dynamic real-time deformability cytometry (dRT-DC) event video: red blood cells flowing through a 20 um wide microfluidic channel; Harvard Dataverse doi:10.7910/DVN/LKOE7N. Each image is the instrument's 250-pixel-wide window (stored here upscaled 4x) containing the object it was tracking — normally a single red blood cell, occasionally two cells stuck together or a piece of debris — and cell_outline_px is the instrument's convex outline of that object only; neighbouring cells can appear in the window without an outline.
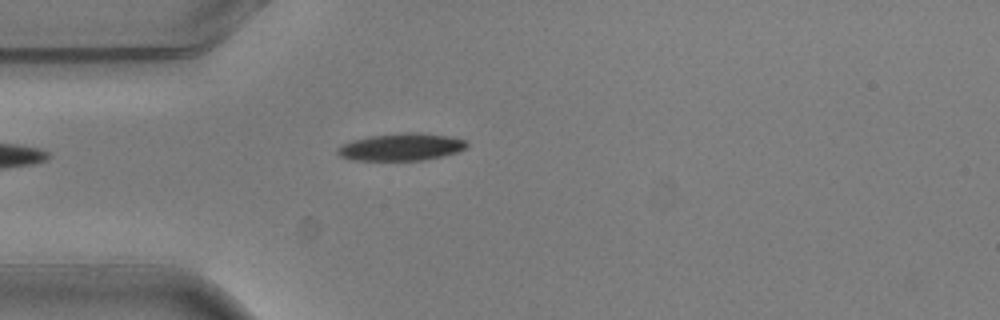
{"species": "common noctule bat (a hibernating species)", "species_latin": "Nyctalus noctula", "temperature_condition": "warm", "stored_images_in_passage": 2, "camera_frame_rate_fps": 3000, "um_per_image_px": 0.085, "animal": {"sex": "male", "body_mass_g": 20.5, "forearm_length_mm": 52.5}, "frame": {"image": 1, "passage_image": 2, "time_ms": 0.333, "image_size_px": [1000, 320], "cell_outline_px": [[468, 144], [464, 148], [456, 152], [424, 160], [352, 160], [340, 156], [336, 152], [336, 148], [352, 140], [368, 136], [404, 132], [416, 132], [448, 136], [464, 140]], "centroid_in_image_um": [34.05, 12.49], "position_along_channel_um": 50.9, "area_um2": 20.4}}